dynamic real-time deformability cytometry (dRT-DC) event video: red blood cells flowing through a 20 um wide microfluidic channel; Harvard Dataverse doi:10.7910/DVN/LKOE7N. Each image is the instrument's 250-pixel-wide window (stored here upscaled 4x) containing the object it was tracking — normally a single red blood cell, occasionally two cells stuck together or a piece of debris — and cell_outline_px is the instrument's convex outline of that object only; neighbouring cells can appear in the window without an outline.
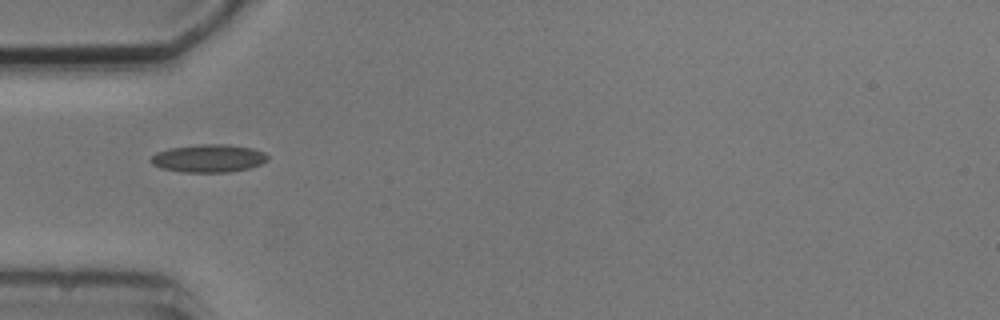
{"species": "common noctule bat (a hibernating species)", "species_latin": "Nyctalus noctula", "temperature_condition": "cold", "stored_images_in_passage": 2, "camera_frame_rate_fps": 3000, "um_per_image_px": 0.085, "animal": {"sex": "male", "body_mass_g": 20.5, "forearm_length_mm": 52.5}, "frame": {"image": 1, "passage_image": 1, "time_ms": 0.0, "image_size_px": [1000, 320], "cell_outline_px": [[268, 160], [260, 164], [248, 168], [228, 172], [184, 172], [160, 168], [152, 164], [148, 160], [156, 152], [168, 148], [200, 144], [228, 144], [252, 148], [264, 152], [268, 156]], "centroid_in_image_um": [17.7, 13.45], "position_along_channel_um": 67.3, "area_um2": 19.07}}
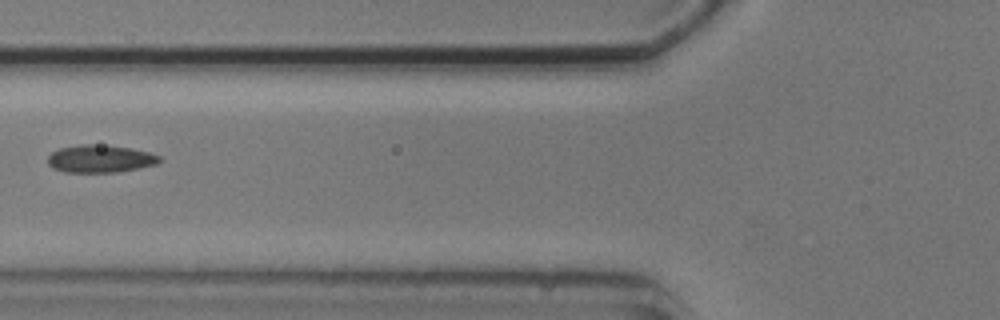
{"frame": {"image": 2, "passage_image": 2, "time_ms": 1.333, "image_size_px": [1000, 320], "cell_outline_px": [[160, 160], [156, 164], [116, 172], [64, 172], [52, 168], [48, 164], [48, 156], [52, 152], [60, 148], [80, 144], [92, 144], [132, 148], [148, 152], [160, 156]], "centroid_in_image_um": [8.47, 13.49], "position_along_channel_um": 117.3, "area_um2": 17.8}}